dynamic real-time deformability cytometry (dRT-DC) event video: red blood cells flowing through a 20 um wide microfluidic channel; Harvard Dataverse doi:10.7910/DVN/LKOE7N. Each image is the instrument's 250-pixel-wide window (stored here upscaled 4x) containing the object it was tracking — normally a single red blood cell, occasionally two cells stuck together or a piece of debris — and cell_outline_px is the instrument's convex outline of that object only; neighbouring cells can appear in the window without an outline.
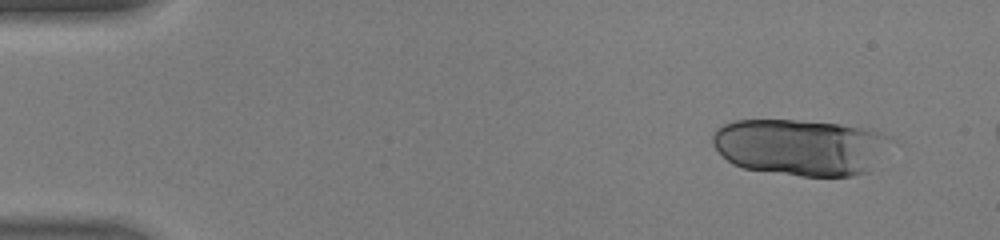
{"species": "human", "species_latin": "Homo sapiens", "temperature_condition": "warm", "stored_images_in_passage": 24, "camera_frame_rate_fps": 3000, "um_per_image_px": 0.085, "donor": {"sex": "male"}, "frame": {"image": 1, "passage_image": 4, "time_ms": 1.0, "image_size_px": [1000, 240], "cell_outline_px": [[892, 140], [868, 172], [852, 176], [800, 176], [744, 168], [732, 164], [712, 144], [712, 132], [716, 128], [732, 120], [796, 120], [840, 124], [880, 132], [892, 136]], "centroid_in_image_um": [68.01, 12.5], "position_along_channel_um": 17.0, "area_um2": 58.55}}
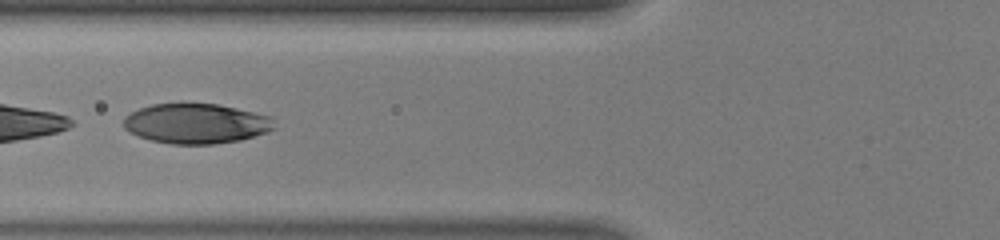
{"frame": {"image": 2, "passage_image": 19, "time_ms": 6.0, "image_size_px": [1000, 240], "cell_outline_px": [[276, 128], [268, 132], [240, 140], [212, 144], [172, 144], [152, 140], [140, 136], [124, 128], [124, 116], [140, 108], [152, 104], [220, 104], [272, 116]], "centroid_in_image_um": [16.72, 10.5], "position_along_channel_um": 109.1, "area_um2": 35.03}}
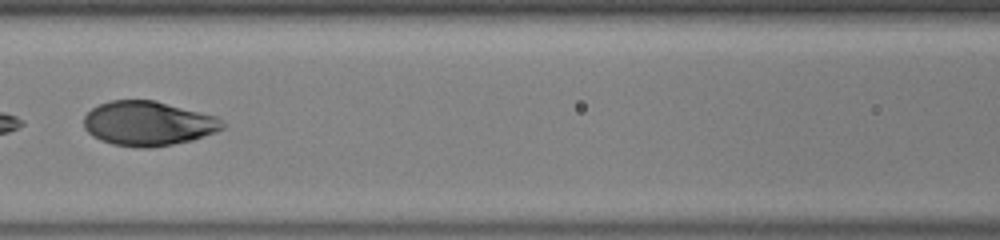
{"frame": {"image": 3, "passage_image": 22, "time_ms": 7.0, "image_size_px": [1000, 240], "cell_outline_px": [[228, 124], [224, 128], [216, 132], [192, 140], [152, 148], [140, 148], [112, 144], [100, 140], [92, 136], [84, 128], [84, 116], [92, 108], [100, 104], [112, 100], [156, 100], [216, 116]], "centroid_in_image_um": [12.61, 10.5], "position_along_channel_um": 154.0, "area_um2": 36.18}}